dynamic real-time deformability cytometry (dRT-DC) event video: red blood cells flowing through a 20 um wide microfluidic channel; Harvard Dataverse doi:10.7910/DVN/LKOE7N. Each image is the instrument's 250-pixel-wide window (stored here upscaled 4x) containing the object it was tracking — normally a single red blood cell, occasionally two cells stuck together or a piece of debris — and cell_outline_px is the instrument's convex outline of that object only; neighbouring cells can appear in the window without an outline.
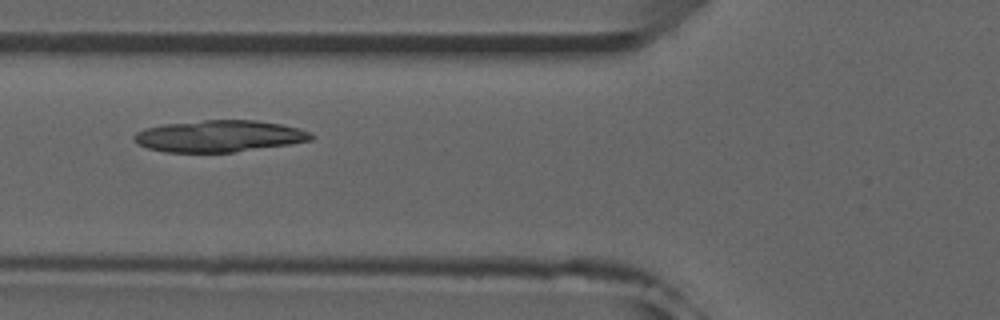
{"species": "common noctule bat (a hibernating species)", "species_latin": "Nyctalus noctula", "temperature_condition": "room temperature", "stored_images_in_passage": 45, "camera_frame_rate_fps": 3000, "um_per_image_px": 0.085, "animal": {"sex": "male", "forearm_length_mm": 52.5}, "frame": {"image": 1, "passage_image": 13, "time_ms": 4.0, "image_size_px": [1000, 320], "cell_outline_px": [[316, 136], [312, 140], [288, 144], [236, 152], [164, 152], [148, 148], [136, 144], [132, 136], [136, 132], [144, 128], [164, 124], [204, 120], [256, 120], [280, 124], [296, 128], [308, 132]], "centroid_in_image_um": [18.58, 11.57], "position_along_channel_um": 107.2, "area_um2": 32.66}}
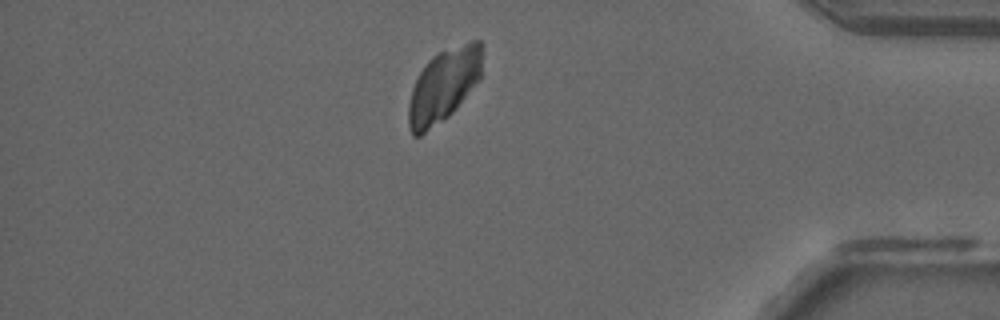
{"frame": {"image": 2, "passage_image": 38, "time_ms": 12.333, "image_size_px": [1000, 320], "cell_outline_px": [[484, 44], [480, 80], [456, 108], [448, 116], [420, 136], [412, 136], [408, 128], [408, 104], [412, 88], [420, 72], [428, 60], [432, 56], [440, 52], [472, 40], [480, 40]], "centroid_in_image_um": [37.73, 7.25], "position_along_channel_um": 397.5, "area_um2": 31.56}}
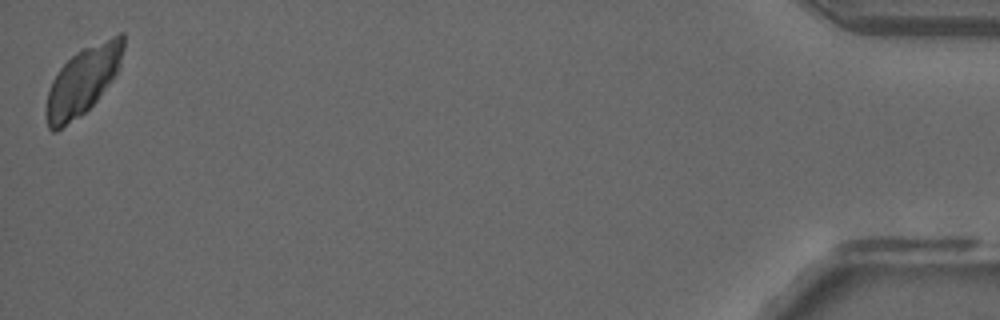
{"frame": {"image": 3, "passage_image": 45, "time_ms": 14.667, "image_size_px": [1000, 320], "cell_outline_px": [[124, 48], [120, 64], [116, 72], [96, 100], [80, 116], [56, 132], [52, 132], [48, 128], [44, 112], [44, 108], [48, 92], [52, 80], [60, 68], [76, 52], [84, 48], [120, 32], [124, 32]], "centroid_in_image_um": [7.0, 6.89], "position_along_channel_um": 428.2, "area_um2": 30.23}}